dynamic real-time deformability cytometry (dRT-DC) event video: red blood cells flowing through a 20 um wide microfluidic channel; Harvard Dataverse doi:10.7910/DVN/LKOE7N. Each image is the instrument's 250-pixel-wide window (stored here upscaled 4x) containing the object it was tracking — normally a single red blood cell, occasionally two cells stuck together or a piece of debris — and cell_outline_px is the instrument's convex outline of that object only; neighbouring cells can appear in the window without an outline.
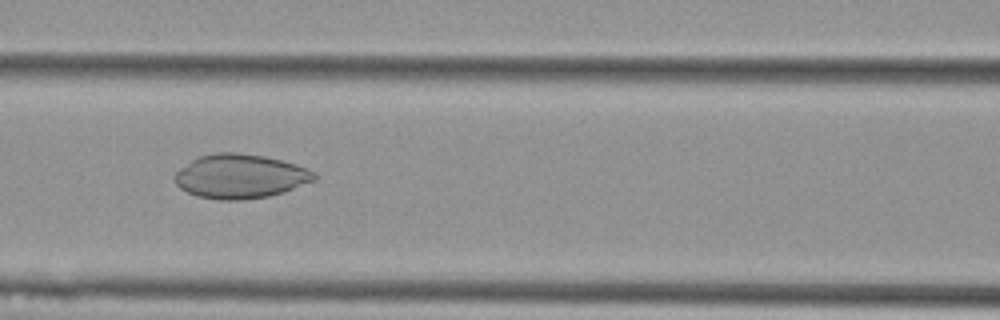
{"species": "Egyptian fruit bat (a non-hibernating species)", "species_latin": "Rousettus aegyptiacus", "temperature_condition": "cold", "stored_images_in_passage": 44, "camera_frame_rate_fps": 3000, "um_per_image_px": 0.085, "animal": {"sex": "female"}, "frame": {"image": 1, "passage_image": 14, "time_ms": 4.333, "image_size_px": [1000, 320], "cell_outline_px": [[316, 180], [284, 192], [268, 196], [244, 200], [220, 200], [196, 196], [180, 188], [176, 184], [176, 172], [180, 168], [192, 160], [200, 156], [216, 152], [236, 152], [264, 156], [296, 164], [308, 168], [316, 172]], "centroid_in_image_um": [20.45, 14.99], "position_along_channel_um": 146.1, "area_um2": 35.95}}
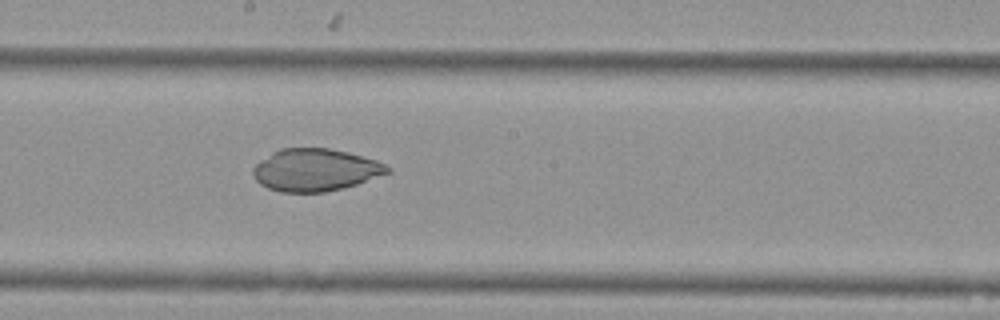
{"frame": {"image": 2, "passage_image": 20, "time_ms": 6.333, "image_size_px": [1000, 320], "cell_outline_px": [[392, 172], [344, 188], [324, 192], [280, 192], [268, 188], [260, 184], [252, 176], [252, 168], [260, 160], [272, 152], [280, 148], [328, 148], [348, 152], [376, 160], [392, 168]], "centroid_in_image_um": [26.79, 14.44], "position_along_channel_um": 221.4, "area_um2": 33.35}}
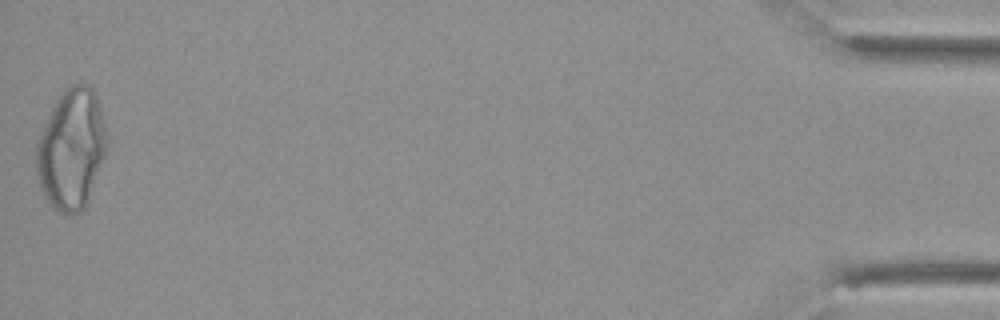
{"frame": {"image": 3, "passage_image": 44, "time_ms": 14.333, "image_size_px": [1000, 320], "cell_outline_px": [[108, 148], [88, 200], [84, 208], [80, 212], [72, 216], [60, 212], [44, 196], [36, 172], [36, 144], [48, 116], [56, 100], [72, 84], [88, 84], [96, 92], [108, 140]], "centroid_in_image_um": [6.09, 12.69], "position_along_channel_um": 429.1, "area_um2": 49.25}}